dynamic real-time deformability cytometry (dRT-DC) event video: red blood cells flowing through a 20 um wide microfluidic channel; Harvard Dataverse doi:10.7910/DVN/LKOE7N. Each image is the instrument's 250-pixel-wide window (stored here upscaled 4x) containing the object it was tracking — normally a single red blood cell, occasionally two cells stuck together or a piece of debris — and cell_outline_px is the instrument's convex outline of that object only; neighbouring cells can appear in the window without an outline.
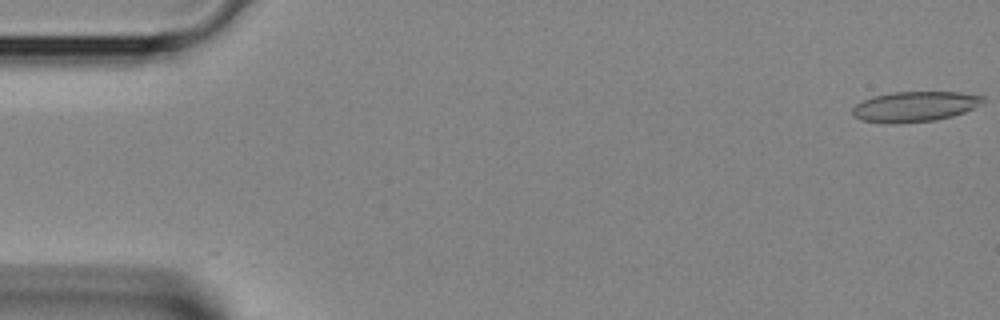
{"species": "Egyptian fruit bat (a non-hibernating species)", "species_latin": "Rousettus aegyptiacus", "temperature_condition": "room temperature", "stored_images_in_passage": 39, "camera_frame_rate_fps": 3000, "um_per_image_px": 0.085, "animal": {"sex": "female"}, "frame": {"image": 1, "passage_image": 1, "time_ms": 0.0, "image_size_px": [1000, 320], "cell_outline_px": [[984, 100], [972, 108], [964, 112], [952, 116], [936, 120], [860, 120], [852, 112], [852, 108], [856, 104], [872, 96], [892, 92], [960, 92], [984, 96]], "centroid_in_image_um": [77.8, 8.99], "position_along_channel_um": 7.2, "area_um2": 21.79}}
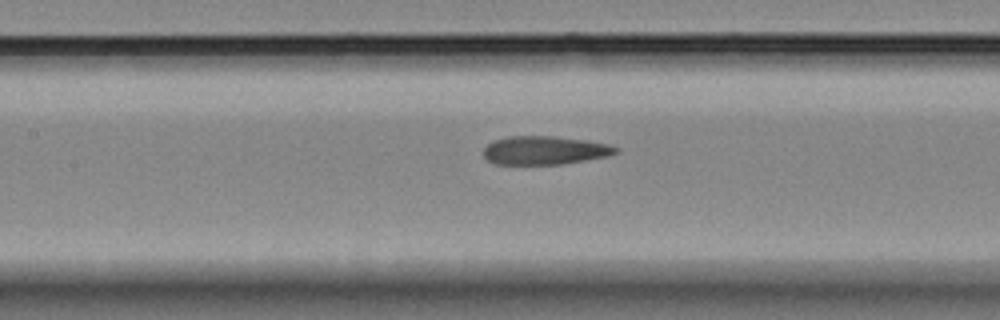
{"frame": {"image": 2, "passage_image": 18, "time_ms": 5.667, "image_size_px": [1000, 320], "cell_outline_px": [[620, 148], [616, 152], [608, 156], [560, 164], [496, 164], [488, 160], [484, 156], [484, 148], [492, 140], [508, 136], [552, 136], [588, 140], [608, 144]], "centroid_in_image_um": [46.29, 12.77], "position_along_channel_um": 161.1, "area_um2": 21.91}}
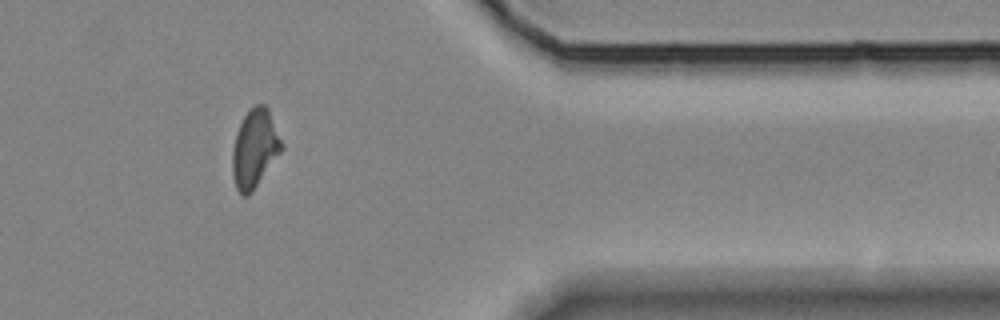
{"frame": {"image": 3, "passage_image": 33, "time_ms": 10.667, "image_size_px": [1000, 320], "cell_outline_px": [[284, 148], [252, 192], [248, 196], [240, 196], [236, 188], [232, 176], [232, 148], [240, 124], [244, 116], [256, 104], [264, 104], [268, 108], [284, 144]], "centroid_in_image_um": [21.66, 12.66], "position_along_channel_um": 389.7, "area_um2": 22.54}}